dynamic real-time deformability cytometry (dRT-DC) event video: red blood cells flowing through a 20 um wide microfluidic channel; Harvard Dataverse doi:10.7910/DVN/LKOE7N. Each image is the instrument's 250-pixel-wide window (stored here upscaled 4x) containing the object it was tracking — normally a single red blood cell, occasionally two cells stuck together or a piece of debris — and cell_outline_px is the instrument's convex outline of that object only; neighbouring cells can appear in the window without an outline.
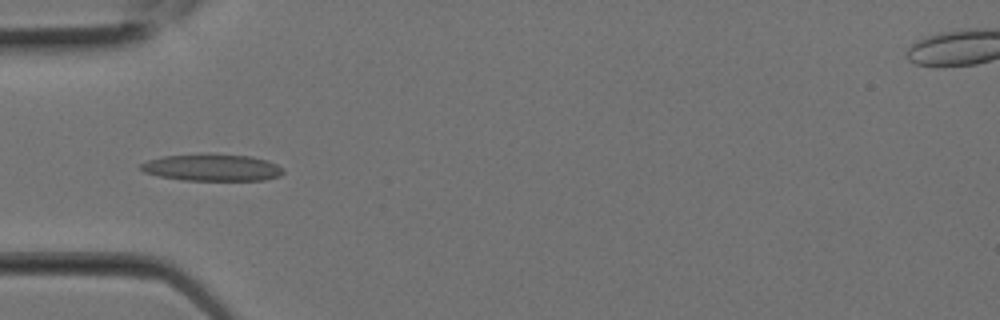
{"species": "Egyptian fruit bat (a non-hibernating species)", "species_latin": "Rousettus aegyptiacus", "temperature_condition": "room temperature", "stored_images_in_passage": 2, "camera_frame_rate_fps": 3000, "um_per_image_px": 0.085, "animal": {"sex": "female"}, "frame": {"image": 1, "passage_image": 2, "time_ms": 0.333, "image_size_px": [1000, 320], "cell_outline_px": [[284, 172], [280, 176], [264, 180], [180, 180], [156, 176], [144, 172], [140, 168], [140, 164], [148, 160], [164, 156], [200, 152], [252, 156], [268, 160], [284, 168]], "centroid_in_image_um": [18.02, 14.22], "position_along_channel_um": 67.0, "area_um2": 22.95}}